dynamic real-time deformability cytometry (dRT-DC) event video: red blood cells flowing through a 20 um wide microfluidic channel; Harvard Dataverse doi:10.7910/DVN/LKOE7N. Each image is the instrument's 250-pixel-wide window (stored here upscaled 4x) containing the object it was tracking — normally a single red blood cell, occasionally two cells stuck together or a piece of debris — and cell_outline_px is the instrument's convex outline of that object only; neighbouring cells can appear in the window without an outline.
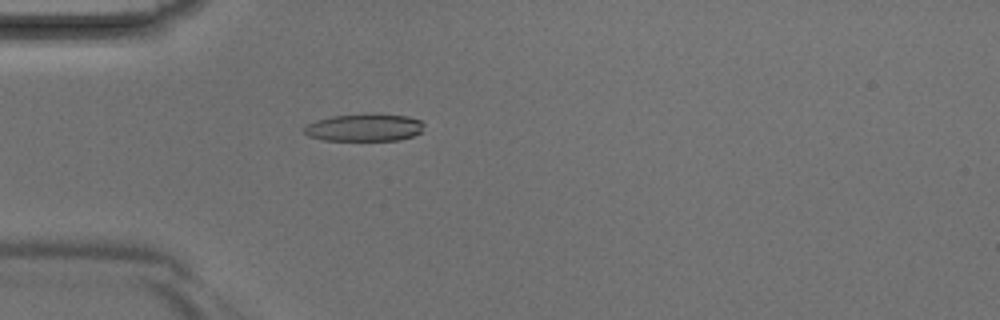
{"species": "Egyptian fruit bat (a non-hibernating species)", "species_latin": "Rousettus aegyptiacus", "temperature_condition": "room temperature", "stored_images_in_passage": 3, "camera_frame_rate_fps": 3000, "um_per_image_px": 0.085, "animal": {"sex": "male"}, "frame": {"image": 1, "passage_image": 3, "time_ms": 0.667, "image_size_px": [1000, 320], "cell_outline_px": [[424, 124], [420, 132], [412, 136], [400, 140], [324, 140], [308, 136], [300, 128], [316, 120], [332, 116], [364, 112], [376, 112], [408, 116], [420, 120]], "centroid_in_image_um": [30.95, 10.81], "position_along_channel_um": 54.1, "area_um2": 19.71}}